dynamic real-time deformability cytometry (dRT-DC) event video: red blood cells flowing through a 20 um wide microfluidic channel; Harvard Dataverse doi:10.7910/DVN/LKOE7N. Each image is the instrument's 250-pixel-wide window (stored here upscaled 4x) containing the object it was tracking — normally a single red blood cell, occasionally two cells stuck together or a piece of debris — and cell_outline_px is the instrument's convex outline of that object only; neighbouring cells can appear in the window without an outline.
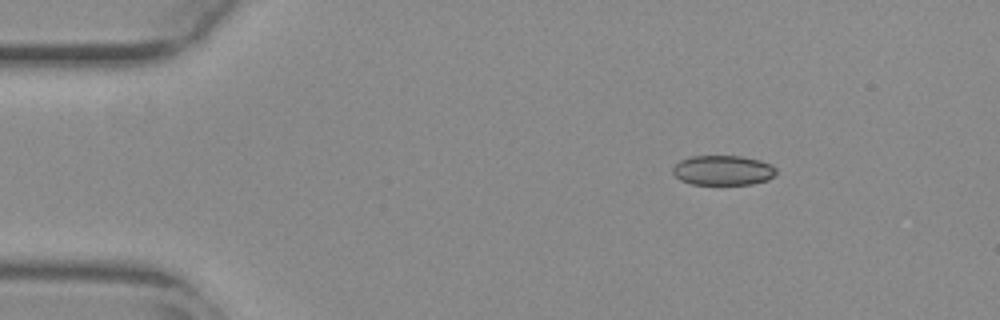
{"species": "common noctule bat (a hibernating species)", "species_latin": "Nyctalus noctula", "temperature_condition": "warm", "stored_images_in_passage": 8, "camera_frame_rate_fps": 3000, "um_per_image_px": 0.085, "animal": {"sex": "female", "body_mass_g": 29.2, "forearm_length_mm": 56.3}, "frame": {"image": 1, "passage_image": 1, "time_ms": 0.0, "image_size_px": [1000, 320], "cell_outline_px": [[776, 172], [768, 180], [752, 184], [692, 184], [680, 180], [672, 172], [672, 168], [680, 160], [692, 156], [740, 156], [760, 160], [772, 164], [776, 168]], "centroid_in_image_um": [61.46, 14.47], "position_along_channel_um": 23.5, "area_um2": 17.98}}